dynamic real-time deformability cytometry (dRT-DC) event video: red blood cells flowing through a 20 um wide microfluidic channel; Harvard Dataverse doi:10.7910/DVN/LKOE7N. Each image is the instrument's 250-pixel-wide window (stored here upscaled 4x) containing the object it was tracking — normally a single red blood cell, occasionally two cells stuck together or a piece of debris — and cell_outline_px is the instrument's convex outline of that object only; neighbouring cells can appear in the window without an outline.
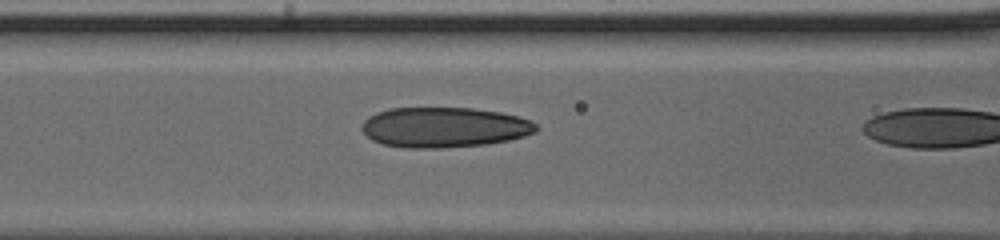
{"species": "human", "species_latin": "Homo sapiens", "temperature_condition": "cold", "stored_images_in_passage": 21, "camera_frame_rate_fps": 3000, "um_per_image_px": 0.085, "donor": {"sex": "male"}, "frame": {"image": 1, "passage_image": 20, "time_ms": 6.333, "image_size_px": [1000, 240], "cell_outline_px": [[540, 128], [536, 132], [524, 136], [508, 140], [484, 144], [440, 148], [404, 148], [380, 144], [372, 140], [360, 128], [364, 120], [368, 116], [376, 112], [392, 108], [472, 108], [500, 112], [516, 116], [528, 120], [536, 124]], "centroid_in_image_um": [37.72, 10.82], "position_along_channel_um": 128.9, "area_um2": 40.92}}